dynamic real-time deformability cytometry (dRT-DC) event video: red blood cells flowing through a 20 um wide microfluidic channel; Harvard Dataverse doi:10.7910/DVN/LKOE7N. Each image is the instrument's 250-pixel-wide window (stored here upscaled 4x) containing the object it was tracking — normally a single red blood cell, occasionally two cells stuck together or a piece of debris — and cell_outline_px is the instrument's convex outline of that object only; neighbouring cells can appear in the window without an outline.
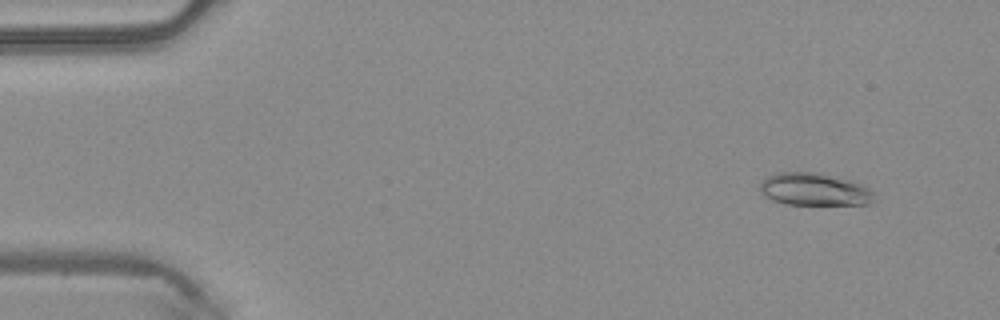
{"species": "common noctule bat (a hibernating species)", "species_latin": "Nyctalus noctula", "temperature_condition": "warm", "stored_images_in_passage": 4, "camera_frame_rate_fps": 3000, "um_per_image_px": 0.085, "animal": {"sex": "male", "body_mass_g": 20.4}, "frame": {"image": 1, "passage_image": 1, "time_ms": 0.0, "image_size_px": [1000, 320], "cell_outline_px": [[876, 200], [868, 204], [788, 204], [772, 200], [764, 196], [760, 192], [760, 184], [768, 176], [780, 172], [820, 172], [852, 180], [868, 188], [872, 192]], "centroid_in_image_um": [69.23, 16.09], "position_along_channel_um": 15.8, "area_um2": 21.68}}
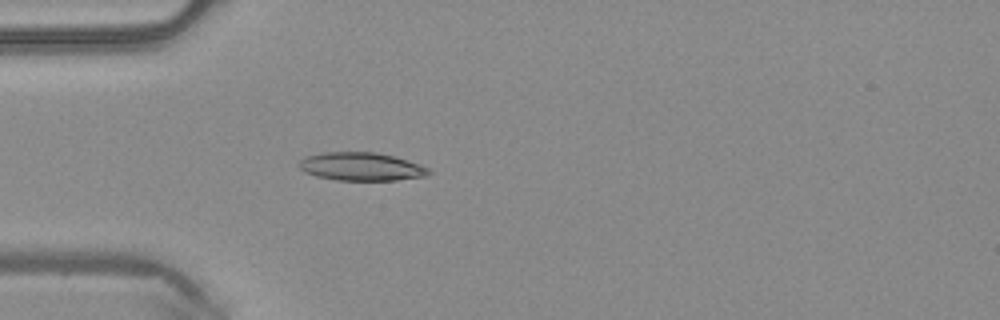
{"frame": {"image": 2, "passage_image": 4, "time_ms": 1.0, "image_size_px": [1000, 320], "cell_outline_px": [[432, 172], [428, 176], [396, 180], [336, 180], [316, 176], [304, 172], [300, 168], [300, 160], [304, 156], [324, 152], [376, 152], [392, 156], [420, 164], [428, 168]], "centroid_in_image_um": [30.71, 14.16], "position_along_channel_um": 54.3, "area_um2": 21.33}}